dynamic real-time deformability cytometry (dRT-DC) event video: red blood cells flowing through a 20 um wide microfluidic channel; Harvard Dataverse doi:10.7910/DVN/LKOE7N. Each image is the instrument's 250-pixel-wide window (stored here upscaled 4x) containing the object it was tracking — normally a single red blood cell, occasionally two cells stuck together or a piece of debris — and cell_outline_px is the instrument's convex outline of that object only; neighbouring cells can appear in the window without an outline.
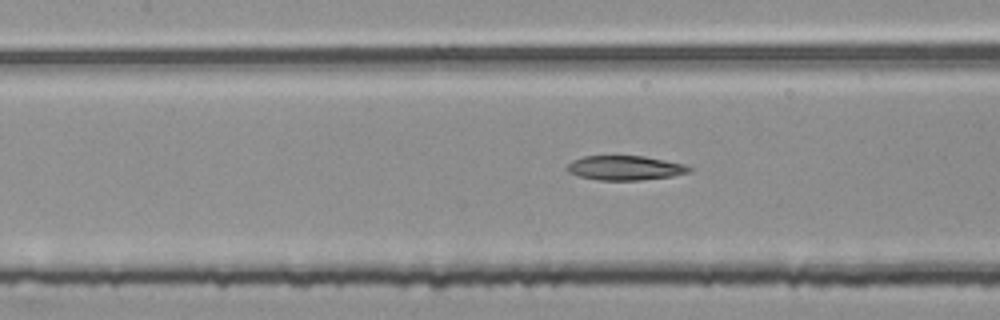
{"species": "common noctule bat (a hibernating species)", "species_latin": "Nyctalus noctula", "temperature_condition": "room temperature", "stored_images_in_passage": 49, "segment_of_instrument_passage": [2, 2], "camera_frame_rate_fps": 3000, "um_per_image_px": 0.085, "animal": {"sex": "female", "body_mass_g": 25.1}, "frame": {"image": 1, "passage_image": 19, "time_ms": 6.0, "image_size_px": [1000, 320], "cell_outline_px": [[692, 168], [688, 172], [672, 176], [640, 180], [600, 180], [580, 176], [568, 172], [564, 168], [572, 160], [584, 156], [644, 156], [684, 164]], "centroid_in_image_um": [53.09, 14.27], "position_along_channel_um": 154.3, "area_um2": 17.28}}
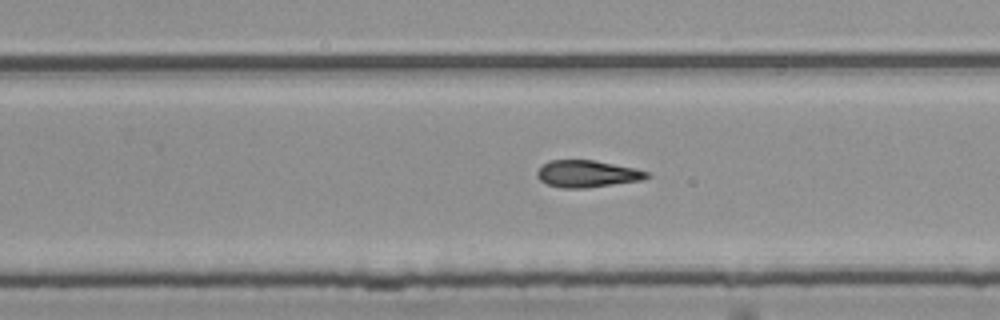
{"frame": {"image": 2, "passage_image": 29, "time_ms": 9.333, "image_size_px": [1000, 320], "cell_outline_px": [[652, 176], [640, 180], [584, 188], [560, 188], [548, 184], [540, 180], [536, 176], [536, 172], [544, 164], [552, 160], [592, 160], [636, 168], [648, 172]], "centroid_in_image_um": [49.91, 14.77], "position_along_channel_um": 279.9, "area_um2": 17.05}}
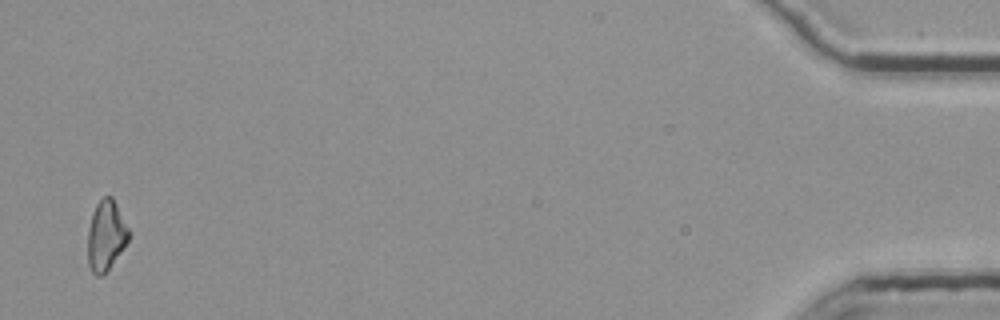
{"frame": {"image": 3, "passage_image": 48, "time_ms": 15.667, "image_size_px": [1000, 320], "cell_outline_px": [[128, 240], [120, 252], [108, 268], [100, 276], [96, 276], [92, 272], [88, 264], [88, 228], [96, 204], [104, 196], [112, 196], [128, 228]], "centroid_in_image_um": [8.98, 20.01], "position_along_channel_um": 426.2, "area_um2": 16.24}}